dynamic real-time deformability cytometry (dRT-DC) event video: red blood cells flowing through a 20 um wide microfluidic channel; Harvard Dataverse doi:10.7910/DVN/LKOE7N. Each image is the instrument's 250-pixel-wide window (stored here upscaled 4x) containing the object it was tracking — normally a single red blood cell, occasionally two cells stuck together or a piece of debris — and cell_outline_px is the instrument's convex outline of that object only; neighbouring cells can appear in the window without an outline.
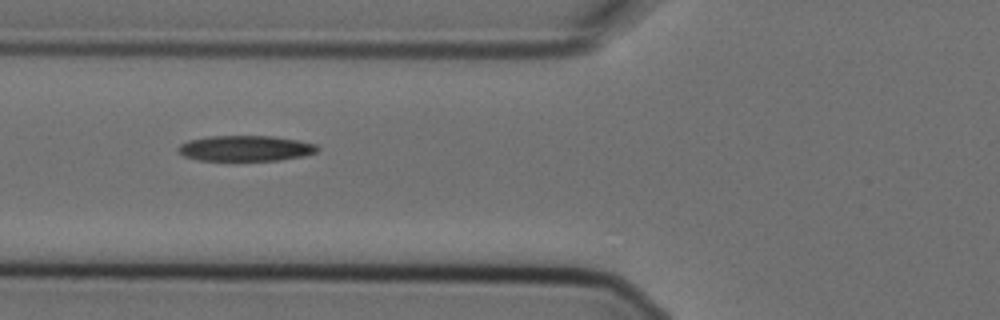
{"species": "Egyptian fruit bat (a non-hibernating species)", "species_latin": "Rousettus aegyptiacus", "temperature_condition": "cold", "stored_images_in_passage": 10, "camera_frame_rate_fps": 3000, "um_per_image_px": 0.085, "animal": {"sex": "female"}, "frame": {"image": 1, "passage_image": 2, "time_ms": 0.333, "image_size_px": [1000, 320], "cell_outline_px": [[320, 148], [316, 152], [304, 156], [280, 160], [196, 160], [184, 156], [176, 148], [180, 144], [188, 140], [208, 136], [272, 136], [300, 140], [316, 144]], "centroid_in_image_um": [20.88, 12.6], "position_along_channel_um": 104.9, "area_um2": 20.87}}
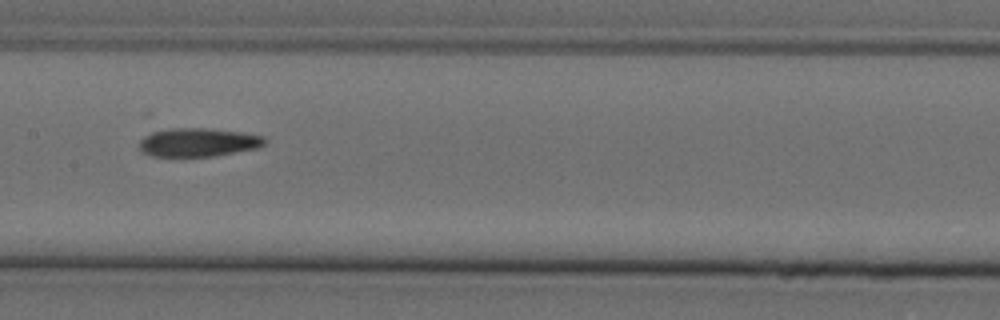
{"frame": {"image": 2, "passage_image": 4, "time_ms": 1.0, "image_size_px": [1000, 320], "cell_outline_px": [[268, 140], [264, 144], [256, 148], [216, 156], [152, 156], [140, 152], [136, 144], [144, 136], [152, 132], [172, 128], [204, 128], [240, 132], [264, 136]], "centroid_in_image_um": [16.8, 12.1], "position_along_channel_um": 190.6, "area_um2": 20.98}}